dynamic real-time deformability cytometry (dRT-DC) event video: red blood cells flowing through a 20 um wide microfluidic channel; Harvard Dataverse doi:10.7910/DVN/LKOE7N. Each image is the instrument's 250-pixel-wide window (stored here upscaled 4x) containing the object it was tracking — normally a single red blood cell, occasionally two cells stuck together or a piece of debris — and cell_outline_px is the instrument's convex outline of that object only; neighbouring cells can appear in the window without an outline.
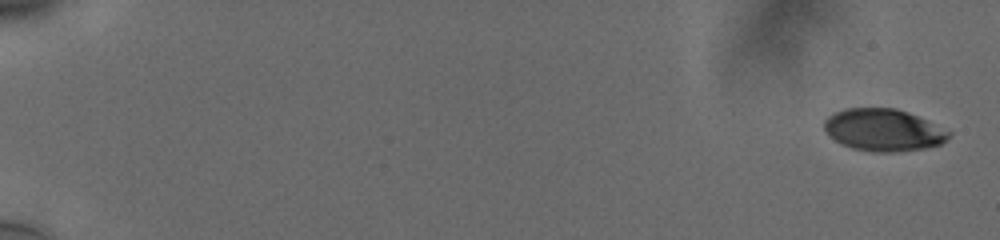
{"species": "human", "species_latin": "Homo sapiens", "temperature_condition": "cold", "stored_images_in_passage": 13, "camera_frame_rate_fps": 3000, "um_per_image_px": 0.085, "donor": {"sex": "male"}, "frame": {"image": 1, "passage_image": 1, "time_ms": 0.0, "image_size_px": [1000, 240], "cell_outline_px": [[952, 132], [940, 144], [924, 148], [892, 152], [872, 152], [852, 148], [828, 136], [824, 128], [824, 120], [828, 116], [844, 108], [896, 108], [916, 116]], "centroid_in_image_um": [75.04, 11.05], "position_along_channel_um": 10.0, "area_um2": 30.23}}
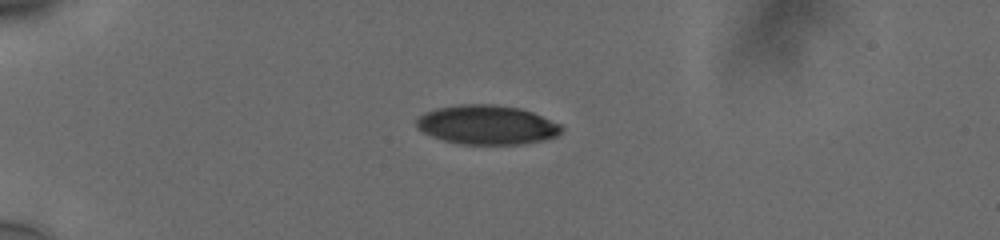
{"frame": {"image": 2, "passage_image": 8, "time_ms": 2.333, "image_size_px": [1000, 240], "cell_outline_px": [[564, 128], [556, 136], [544, 140], [524, 144], [460, 144], [444, 140], [432, 136], [416, 128], [416, 120], [424, 112], [436, 108], [460, 104], [492, 104], [520, 108], [532, 112], [560, 124]], "centroid_in_image_um": [41.38, 10.61], "position_along_channel_um": 43.6, "area_um2": 33.18}}
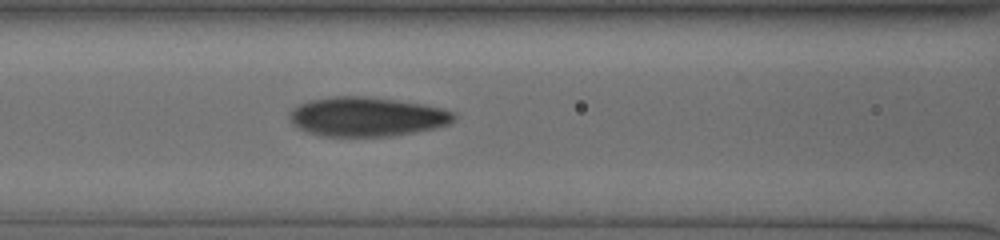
{"frame": {"image": 3, "passage_image": 13, "time_ms": 4.0, "image_size_px": [1000, 240], "cell_outline_px": [[456, 116], [448, 124], [432, 128], [392, 136], [324, 136], [308, 132], [292, 124], [288, 116], [300, 104], [308, 100], [332, 96], [360, 96], [396, 100], [424, 104], [444, 108], [456, 112]], "centroid_in_image_um": [31.19, 9.91], "position_along_channel_um": 135.4, "area_um2": 37.4}}